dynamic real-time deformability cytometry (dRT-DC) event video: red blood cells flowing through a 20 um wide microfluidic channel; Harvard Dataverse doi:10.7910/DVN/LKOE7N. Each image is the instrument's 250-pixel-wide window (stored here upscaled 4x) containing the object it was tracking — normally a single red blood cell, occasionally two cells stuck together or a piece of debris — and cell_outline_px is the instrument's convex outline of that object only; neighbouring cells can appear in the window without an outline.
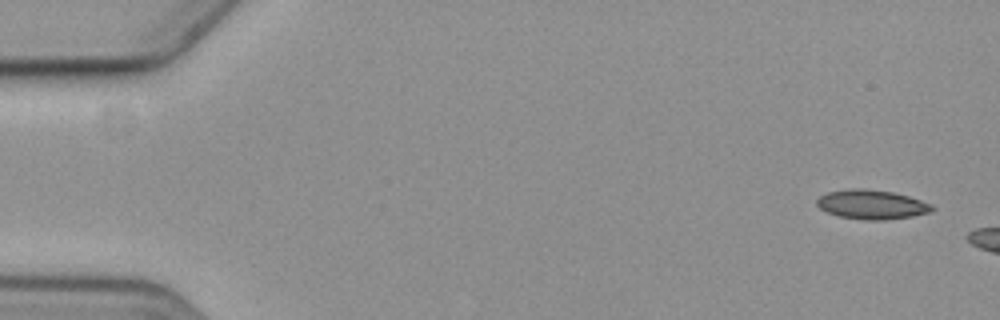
{"species": "common noctule bat (a hibernating species)", "species_latin": "Nyctalus noctula", "temperature_condition": "cold", "stored_images_in_passage": 3, "camera_frame_rate_fps": 3000, "um_per_image_px": 0.085, "animal": {"sex": "female", "body_mass_g": 19.3, "forearm_length_mm": 54.1}, "frame": {"image": 1, "passage_image": 1, "time_ms": 0.0, "image_size_px": [1000, 320], "cell_outline_px": [[936, 208], [928, 212], [912, 216], [880, 220], [864, 220], [840, 216], [828, 212], [820, 208], [816, 204], [816, 200], [820, 196], [828, 192], [848, 188], [864, 188], [892, 192], [908, 196], [920, 200]], "centroid_in_image_um": [74.05, 17.37], "position_along_channel_um": 10.9, "area_um2": 19.42}}